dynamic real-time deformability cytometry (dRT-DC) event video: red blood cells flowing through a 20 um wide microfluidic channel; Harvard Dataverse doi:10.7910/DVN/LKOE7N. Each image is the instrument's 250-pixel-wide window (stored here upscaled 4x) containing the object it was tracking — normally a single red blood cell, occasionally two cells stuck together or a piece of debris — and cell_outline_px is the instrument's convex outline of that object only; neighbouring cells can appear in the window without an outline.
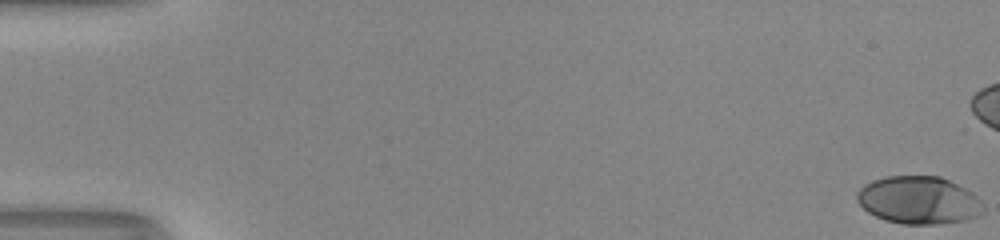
{"species": "human", "species_latin": "Homo sapiens", "temperature_condition": "room temperature", "stored_images_in_passage": 48, "camera_frame_rate_fps": 3000, "um_per_image_px": 0.085, "donor": {"sex": "male"}, "frame": {"image": 1, "passage_image": 1, "time_ms": 0.0, "image_size_px": [1000, 240], "cell_outline_px": [[984, 212], [976, 216], [964, 220], [936, 224], [904, 224], [884, 220], [868, 212], [856, 200], [856, 192], [864, 184], [872, 180], [888, 176], [940, 176], [964, 188], [976, 196], [984, 204]], "centroid_in_image_um": [78.07, 17.01], "position_along_channel_um": 6.9, "area_um2": 35.03}}
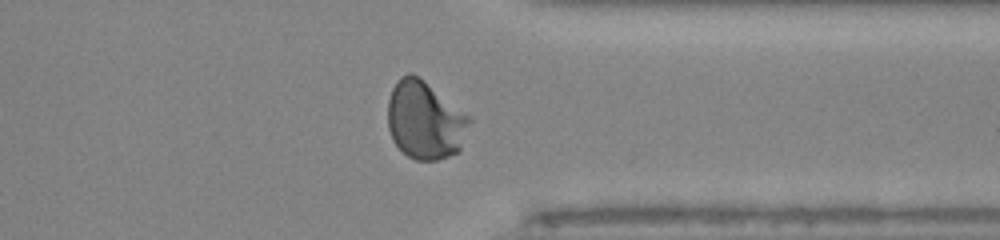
{"frame": {"image": 2, "passage_image": 43, "time_ms": 14.0, "image_size_px": [1000, 240], "cell_outline_px": [[472, 120], [460, 148], [456, 152], [448, 156], [436, 160], [416, 160], [408, 156], [392, 140], [388, 128], [388, 100], [392, 88], [396, 80], [400, 76], [408, 72], [412, 72], [424, 80], [468, 116]], "centroid_in_image_um": [36.08, 10.2], "position_along_channel_um": 375.3, "area_um2": 36.88}, "authors_computed_cell_mechanics": {"area_um2": 34.7378, "velocity_mm_per_s": 3.9927, "shape_relaxation_time_tau1_ms": 3.9625, "shape_relaxation_time_tau2_ms": null, "deformation_change_tau1": 0.2055, "deformation_change_tau2": null}}